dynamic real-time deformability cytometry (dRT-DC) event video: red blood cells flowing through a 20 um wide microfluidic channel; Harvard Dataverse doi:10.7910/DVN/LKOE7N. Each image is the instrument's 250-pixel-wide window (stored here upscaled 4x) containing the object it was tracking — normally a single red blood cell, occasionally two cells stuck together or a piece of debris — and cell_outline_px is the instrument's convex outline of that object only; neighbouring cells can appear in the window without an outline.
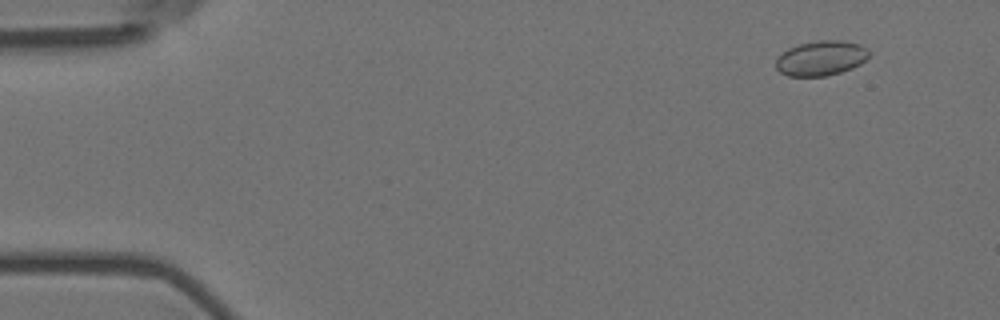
{"species": "Egyptian fruit bat (a non-hibernating species)", "species_latin": "Rousettus aegyptiacus", "temperature_condition": "room temperature", "stored_images_in_passage": 11, "camera_frame_rate_fps": 3000, "um_per_image_px": 0.085, "animal": {"sex": "female"}, "frame": {"image": 1, "passage_image": 2, "time_ms": 0.333, "image_size_px": [1000, 320], "cell_outline_px": [[868, 56], [860, 64], [852, 68], [840, 72], [824, 76], [788, 76], [780, 72], [776, 68], [776, 60], [788, 48], [800, 44], [816, 40], [840, 40], [860, 44], [868, 48]], "centroid_in_image_um": [69.79, 4.94], "position_along_channel_um": 15.2, "area_um2": 18.79}}
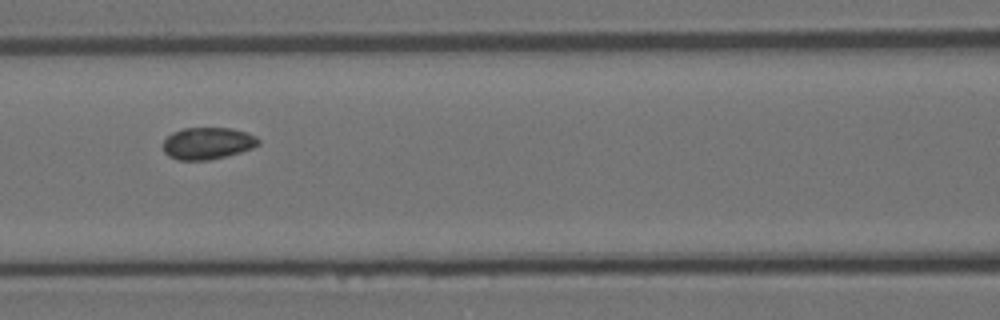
{"frame": {"image": 2, "passage_image": 7, "time_ms": 2.0, "image_size_px": [1000, 320], "cell_outline_px": [[260, 144], [252, 148], [240, 152], [208, 160], [176, 160], [168, 156], [164, 152], [164, 140], [172, 132], [184, 128], [232, 128], [248, 132], [256, 136], [260, 140]], "centroid_in_image_um": [17.66, 12.17], "position_along_channel_um": 148.9, "area_um2": 17.8}}
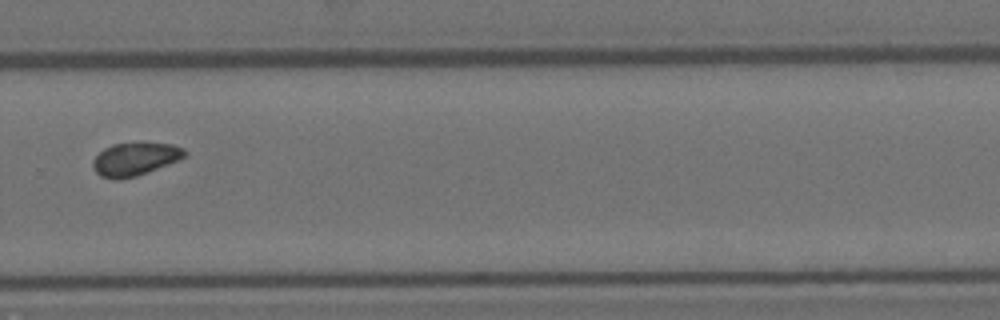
{"frame": {"image": 3, "passage_image": 11, "time_ms": 3.333, "image_size_px": [1000, 320], "cell_outline_px": [[188, 152], [180, 160], [148, 172], [136, 176], [120, 180], [112, 180], [100, 176], [92, 168], [92, 160], [104, 148], [112, 144], [140, 140], [172, 144], [184, 148]], "centroid_in_image_um": [11.48, 13.49], "position_along_channel_um": 318.3, "area_um2": 18.5}}